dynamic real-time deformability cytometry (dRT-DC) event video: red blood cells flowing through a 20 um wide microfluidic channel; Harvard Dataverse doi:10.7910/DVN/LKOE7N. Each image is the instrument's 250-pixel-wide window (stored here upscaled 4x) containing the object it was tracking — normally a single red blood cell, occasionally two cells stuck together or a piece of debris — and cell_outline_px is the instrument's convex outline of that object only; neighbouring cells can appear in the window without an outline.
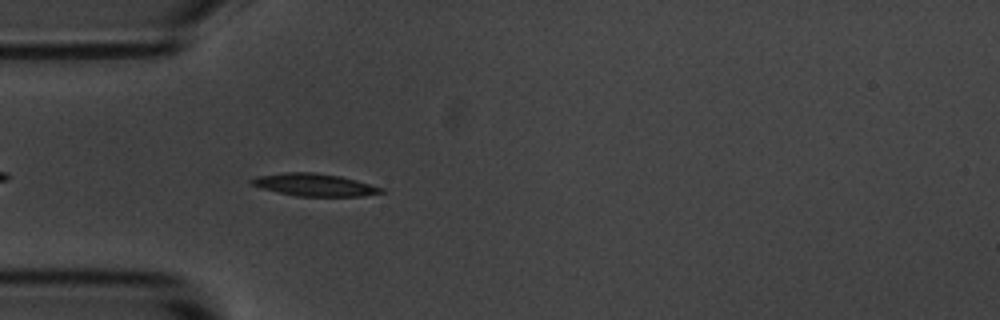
{"species": "common noctule bat (a hibernating species)", "species_latin": "Nyctalus noctula", "temperature_condition": "room temperature", "stored_images_in_passage": 44, "camera_frame_rate_fps": 3000, "um_per_image_px": 0.085, "animal": {"sex": "male", "body_mass_g": 20.1, "forearm_length_mm": 53.5}, "frame": {"image": 1, "passage_image": 5, "time_ms": 1.333, "image_size_px": [1000, 320], "cell_outline_px": [[384, 192], [364, 196], [296, 196], [264, 188], [252, 184], [248, 180], [256, 176], [284, 172], [312, 172], [340, 176], [356, 180], [384, 188]], "centroid_in_image_um": [26.74, 15.7], "position_along_channel_um": 58.3, "area_um2": 16.82}}
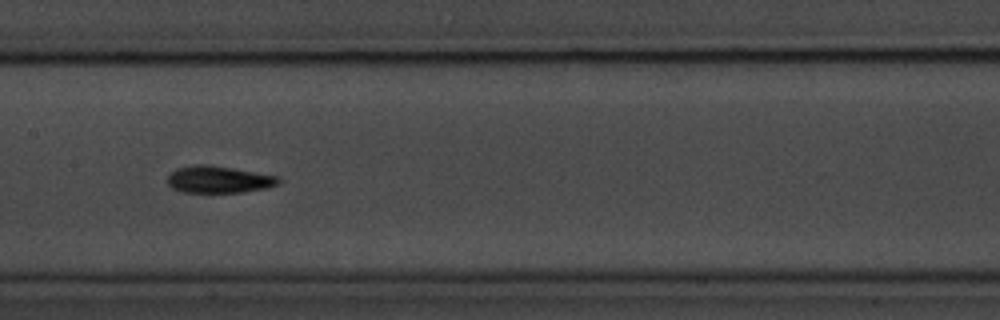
{"frame": {"image": 2, "passage_image": 16, "time_ms": 5.0, "image_size_px": [1000, 320], "cell_outline_px": [[280, 180], [276, 184], [268, 188], [244, 192], [180, 192], [172, 188], [168, 184], [168, 176], [176, 168], [192, 164], [208, 164], [280, 176]], "centroid_in_image_um": [18.58, 15.25], "position_along_channel_um": 188.8, "area_um2": 17.57}}
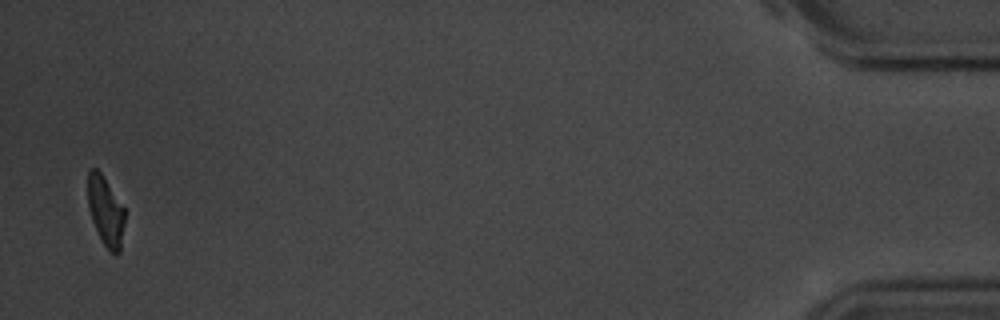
{"frame": {"image": 3, "passage_image": 43, "time_ms": 14.0, "image_size_px": [1000, 320], "cell_outline_px": [[124, 224], [120, 252], [116, 256], [100, 240], [92, 220], [88, 208], [88, 168], [96, 168], [100, 172], [124, 208]], "centroid_in_image_um": [8.96, 17.96], "position_along_channel_um": 426.2, "area_um2": 14.8}, "authors_computed_cell_mechanics": {"area_um2": 16.8776, "velocity_mm_per_s": 3.6318, "shape_relaxation_time_tau1_ms": 2.7818, "shape_relaxation_time_tau2_ms": null, "deformation_change_tau1": 0.1253, "deformation_change_tau2": null}}